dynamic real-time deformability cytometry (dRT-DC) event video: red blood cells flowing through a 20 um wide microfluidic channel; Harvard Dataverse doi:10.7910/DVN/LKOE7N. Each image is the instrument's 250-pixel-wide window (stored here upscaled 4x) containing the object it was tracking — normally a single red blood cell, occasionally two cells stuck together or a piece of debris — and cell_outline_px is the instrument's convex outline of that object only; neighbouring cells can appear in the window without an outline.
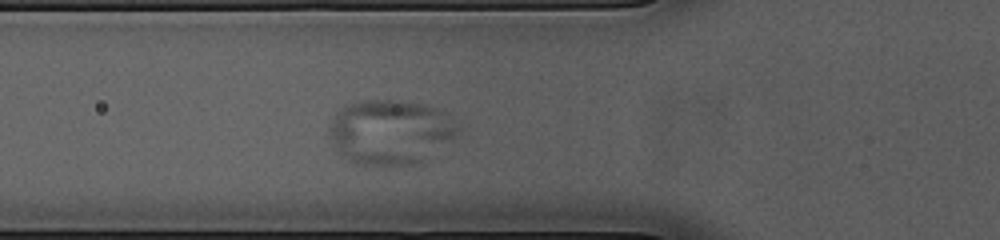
{"species": "common noctule bat (a hibernating species)", "species_latin": "Nyctalus noctula", "temperature_condition": "cold", "stored_images_in_passage": 34, "camera_frame_rate_fps": 3000, "um_per_image_px": 0.085, "animal": {"sex": "female", "body_mass_g": 23.0, "forearm_length_mm": 53.4}, "frame": {"image": 1, "passage_image": 6, "time_ms": 1.667, "image_size_px": [1000, 240], "cell_outline_px": [[460, 132], [452, 140], [416, 164], [356, 164], [348, 160], [336, 152], [328, 136], [328, 128], [336, 112], [344, 104], [364, 100], [400, 100], [428, 104], [444, 112], [460, 128]], "centroid_in_image_um": [33.13, 11.19], "position_along_channel_um": 92.7, "area_um2": 48.78}}
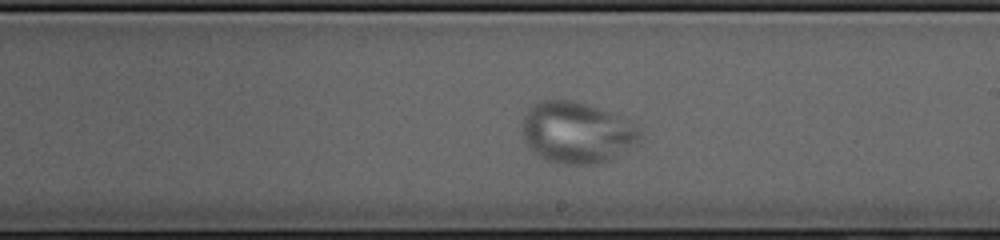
{"frame": {"image": 2, "passage_image": 18, "time_ms": 5.667, "image_size_px": [1000, 240], "cell_outline_px": [[644, 136], [640, 140], [616, 156], [600, 164], [564, 164], [548, 160], [540, 156], [524, 140], [520, 132], [524, 116], [528, 108], [532, 104], [544, 100], [568, 100], [588, 104], [600, 108], [640, 128]], "centroid_in_image_um": [49.0, 11.26], "position_along_channel_um": 240.0, "area_um2": 41.79}}
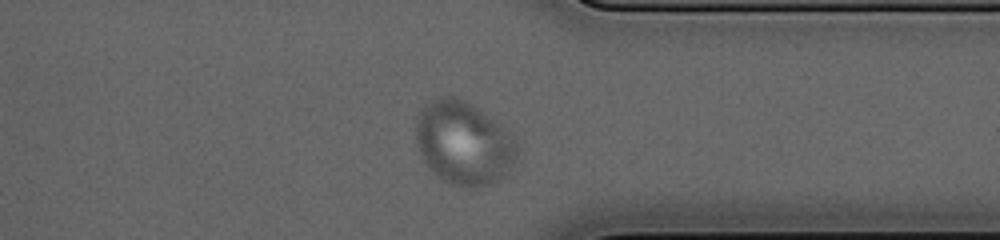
{"frame": {"image": 3, "passage_image": 29, "time_ms": 9.333, "image_size_px": [1000, 240], "cell_outline_px": [[520, 148], [508, 172], [504, 176], [492, 184], [472, 188], [452, 184], [436, 176], [428, 168], [416, 144], [416, 116], [420, 108], [424, 104], [440, 96], [456, 96], [472, 104], [500, 124], [508, 132]], "centroid_in_image_um": [39.38, 12.15], "position_along_channel_um": 372.0, "area_um2": 49.42}}